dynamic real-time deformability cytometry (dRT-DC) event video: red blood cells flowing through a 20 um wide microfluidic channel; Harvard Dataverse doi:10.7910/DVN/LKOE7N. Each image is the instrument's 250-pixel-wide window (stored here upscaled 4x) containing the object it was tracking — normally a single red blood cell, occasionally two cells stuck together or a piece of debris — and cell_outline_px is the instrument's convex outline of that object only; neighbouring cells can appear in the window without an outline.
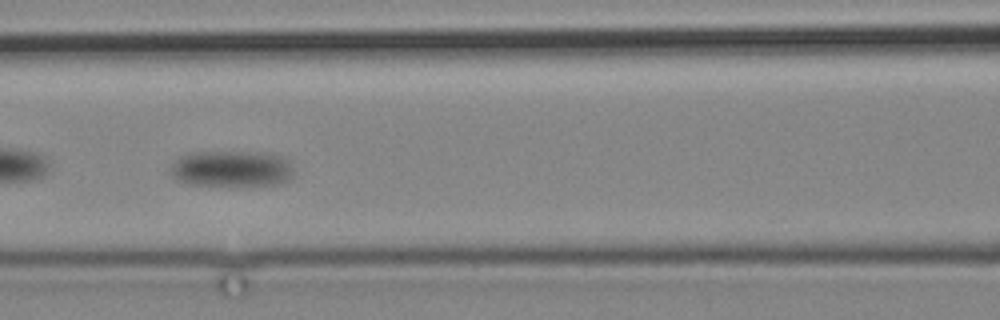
{"species": "common noctule bat (a hibernating species)", "species_latin": "Nyctalus noctula", "temperature_condition": "cold", "stored_images_in_passage": 10, "camera_frame_rate_fps": 3000, "um_per_image_px": 0.085, "animal": {"sex": "male", "body_mass_g": 19.2, "forearm_length_mm": 51.8}, "frame": {"image": 1, "passage_image": 6, "time_ms": 5.667, "image_size_px": [1000, 320], "cell_outline_px": [[296, 172], [288, 180], [280, 184], [188, 184], [176, 180], [168, 172], [168, 168], [180, 156], [188, 152], [260, 152], [284, 156], [288, 160]], "centroid_in_image_um": [19.68, 14.31], "position_along_channel_um": 146.9, "area_um2": 26.07}}
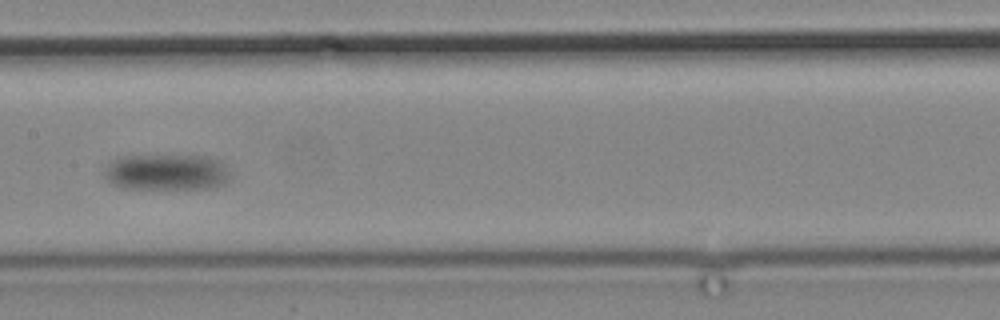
{"frame": {"image": 2, "passage_image": 7, "time_ms": 7.667, "image_size_px": [1000, 320], "cell_outline_px": [[228, 180], [224, 184], [212, 188], [124, 188], [112, 184], [104, 176], [104, 168], [112, 160], [120, 156], [204, 156], [220, 160], [224, 164], [228, 176]], "centroid_in_image_um": [14.12, 14.63], "position_along_channel_um": 193.3, "area_um2": 26.3}}
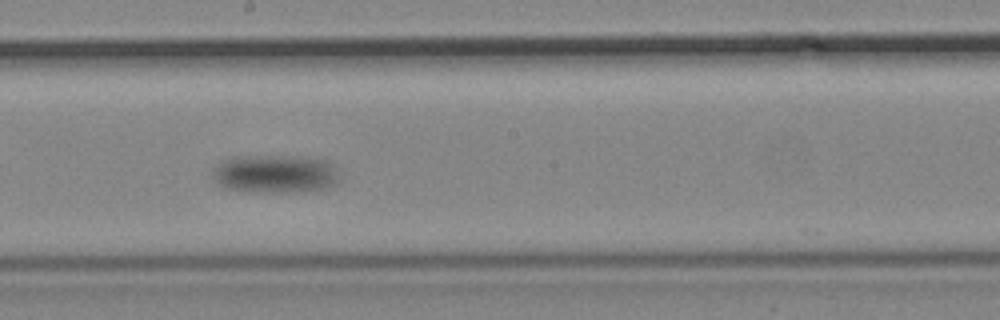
{"frame": {"image": 3, "passage_image": 8, "time_ms": 9.0, "image_size_px": [1000, 320], "cell_outline_px": [[340, 180], [336, 184], [324, 188], [304, 192], [252, 192], [228, 188], [220, 184], [212, 176], [216, 164], [220, 160], [232, 156], [308, 156], [328, 160], [332, 164]], "centroid_in_image_um": [23.4, 14.76], "position_along_channel_um": 224.8, "area_um2": 28.67}}